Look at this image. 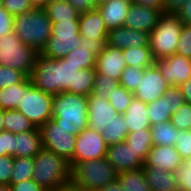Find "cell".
I'll use <instances>...</instances> for the list:
<instances>
[{"label":"cell","instance_id":"cell-12","mask_svg":"<svg viewBox=\"0 0 191 191\" xmlns=\"http://www.w3.org/2000/svg\"><path fill=\"white\" fill-rule=\"evenodd\" d=\"M186 103L185 97L178 86H170L166 93L147 104L151 125L171 120L178 108Z\"/></svg>","mask_w":191,"mask_h":191},{"label":"cell","instance_id":"cell-34","mask_svg":"<svg viewBox=\"0 0 191 191\" xmlns=\"http://www.w3.org/2000/svg\"><path fill=\"white\" fill-rule=\"evenodd\" d=\"M4 130L13 134L34 130V124L21 112L17 110H4L3 114Z\"/></svg>","mask_w":191,"mask_h":191},{"label":"cell","instance_id":"cell-19","mask_svg":"<svg viewBox=\"0 0 191 191\" xmlns=\"http://www.w3.org/2000/svg\"><path fill=\"white\" fill-rule=\"evenodd\" d=\"M125 58L122 50L106 45L103 52L96 58V72L106 75L117 81L120 80L121 74L126 68Z\"/></svg>","mask_w":191,"mask_h":191},{"label":"cell","instance_id":"cell-3","mask_svg":"<svg viewBox=\"0 0 191 191\" xmlns=\"http://www.w3.org/2000/svg\"><path fill=\"white\" fill-rule=\"evenodd\" d=\"M51 31L52 22L43 7L33 8L14 17L13 32L25 45L31 46L38 53L47 45Z\"/></svg>","mask_w":191,"mask_h":191},{"label":"cell","instance_id":"cell-26","mask_svg":"<svg viewBox=\"0 0 191 191\" xmlns=\"http://www.w3.org/2000/svg\"><path fill=\"white\" fill-rule=\"evenodd\" d=\"M147 113V104L133 97L129 107L123 114L129 133L141 129H150L151 123Z\"/></svg>","mask_w":191,"mask_h":191},{"label":"cell","instance_id":"cell-44","mask_svg":"<svg viewBox=\"0 0 191 191\" xmlns=\"http://www.w3.org/2000/svg\"><path fill=\"white\" fill-rule=\"evenodd\" d=\"M3 8L13 17L32 10L29 0H2Z\"/></svg>","mask_w":191,"mask_h":191},{"label":"cell","instance_id":"cell-42","mask_svg":"<svg viewBox=\"0 0 191 191\" xmlns=\"http://www.w3.org/2000/svg\"><path fill=\"white\" fill-rule=\"evenodd\" d=\"M183 160L191 157V130H178L174 145Z\"/></svg>","mask_w":191,"mask_h":191},{"label":"cell","instance_id":"cell-28","mask_svg":"<svg viewBox=\"0 0 191 191\" xmlns=\"http://www.w3.org/2000/svg\"><path fill=\"white\" fill-rule=\"evenodd\" d=\"M100 133L108 146L125 141L129 132L124 115L116 114Z\"/></svg>","mask_w":191,"mask_h":191},{"label":"cell","instance_id":"cell-15","mask_svg":"<svg viewBox=\"0 0 191 191\" xmlns=\"http://www.w3.org/2000/svg\"><path fill=\"white\" fill-rule=\"evenodd\" d=\"M107 38H86L80 36L79 47L66 55L65 59L79 69L95 68L96 58L107 45Z\"/></svg>","mask_w":191,"mask_h":191},{"label":"cell","instance_id":"cell-2","mask_svg":"<svg viewBox=\"0 0 191 191\" xmlns=\"http://www.w3.org/2000/svg\"><path fill=\"white\" fill-rule=\"evenodd\" d=\"M87 96L70 92L54 95L52 120L73 135L87 128Z\"/></svg>","mask_w":191,"mask_h":191},{"label":"cell","instance_id":"cell-57","mask_svg":"<svg viewBox=\"0 0 191 191\" xmlns=\"http://www.w3.org/2000/svg\"><path fill=\"white\" fill-rule=\"evenodd\" d=\"M29 2L34 8H37L43 7L48 2V0H29Z\"/></svg>","mask_w":191,"mask_h":191},{"label":"cell","instance_id":"cell-35","mask_svg":"<svg viewBox=\"0 0 191 191\" xmlns=\"http://www.w3.org/2000/svg\"><path fill=\"white\" fill-rule=\"evenodd\" d=\"M95 68L80 69L76 71L74 79V89L70 93L88 96L91 94L95 84Z\"/></svg>","mask_w":191,"mask_h":191},{"label":"cell","instance_id":"cell-48","mask_svg":"<svg viewBox=\"0 0 191 191\" xmlns=\"http://www.w3.org/2000/svg\"><path fill=\"white\" fill-rule=\"evenodd\" d=\"M14 30V17L4 8L0 9V37L12 33Z\"/></svg>","mask_w":191,"mask_h":191},{"label":"cell","instance_id":"cell-55","mask_svg":"<svg viewBox=\"0 0 191 191\" xmlns=\"http://www.w3.org/2000/svg\"><path fill=\"white\" fill-rule=\"evenodd\" d=\"M56 191H86V190L83 187H80L70 181L62 184Z\"/></svg>","mask_w":191,"mask_h":191},{"label":"cell","instance_id":"cell-49","mask_svg":"<svg viewBox=\"0 0 191 191\" xmlns=\"http://www.w3.org/2000/svg\"><path fill=\"white\" fill-rule=\"evenodd\" d=\"M75 10L81 14L92 9H96L100 0H67Z\"/></svg>","mask_w":191,"mask_h":191},{"label":"cell","instance_id":"cell-8","mask_svg":"<svg viewBox=\"0 0 191 191\" xmlns=\"http://www.w3.org/2000/svg\"><path fill=\"white\" fill-rule=\"evenodd\" d=\"M80 43L79 21L52 23L51 37L40 54L51 59L65 58Z\"/></svg>","mask_w":191,"mask_h":191},{"label":"cell","instance_id":"cell-20","mask_svg":"<svg viewBox=\"0 0 191 191\" xmlns=\"http://www.w3.org/2000/svg\"><path fill=\"white\" fill-rule=\"evenodd\" d=\"M183 161L174 146L152 145L143 166L159 167L174 173Z\"/></svg>","mask_w":191,"mask_h":191},{"label":"cell","instance_id":"cell-38","mask_svg":"<svg viewBox=\"0 0 191 191\" xmlns=\"http://www.w3.org/2000/svg\"><path fill=\"white\" fill-rule=\"evenodd\" d=\"M133 97L134 95L132 92L126 90L123 86L118 85L112 94L108 96V101L118 113L124 114Z\"/></svg>","mask_w":191,"mask_h":191},{"label":"cell","instance_id":"cell-40","mask_svg":"<svg viewBox=\"0 0 191 191\" xmlns=\"http://www.w3.org/2000/svg\"><path fill=\"white\" fill-rule=\"evenodd\" d=\"M28 76L13 68L0 65V89H5L13 84L24 82Z\"/></svg>","mask_w":191,"mask_h":191},{"label":"cell","instance_id":"cell-4","mask_svg":"<svg viewBox=\"0 0 191 191\" xmlns=\"http://www.w3.org/2000/svg\"><path fill=\"white\" fill-rule=\"evenodd\" d=\"M33 180L46 191H56L62 184L70 182L71 166L62 156L42 149L33 158Z\"/></svg>","mask_w":191,"mask_h":191},{"label":"cell","instance_id":"cell-36","mask_svg":"<svg viewBox=\"0 0 191 191\" xmlns=\"http://www.w3.org/2000/svg\"><path fill=\"white\" fill-rule=\"evenodd\" d=\"M34 161L33 158H14L10 183H19L33 178Z\"/></svg>","mask_w":191,"mask_h":191},{"label":"cell","instance_id":"cell-6","mask_svg":"<svg viewBox=\"0 0 191 191\" xmlns=\"http://www.w3.org/2000/svg\"><path fill=\"white\" fill-rule=\"evenodd\" d=\"M183 27L184 23L175 13H163L159 16L156 27L149 33V47L155 60L176 53Z\"/></svg>","mask_w":191,"mask_h":191},{"label":"cell","instance_id":"cell-14","mask_svg":"<svg viewBox=\"0 0 191 191\" xmlns=\"http://www.w3.org/2000/svg\"><path fill=\"white\" fill-rule=\"evenodd\" d=\"M169 87L170 85L163 78L161 72L153 65L145 69L133 95L148 104L162 97Z\"/></svg>","mask_w":191,"mask_h":191},{"label":"cell","instance_id":"cell-50","mask_svg":"<svg viewBox=\"0 0 191 191\" xmlns=\"http://www.w3.org/2000/svg\"><path fill=\"white\" fill-rule=\"evenodd\" d=\"M9 186L11 191H46L33 179L25 180L19 183H10Z\"/></svg>","mask_w":191,"mask_h":191},{"label":"cell","instance_id":"cell-24","mask_svg":"<svg viewBox=\"0 0 191 191\" xmlns=\"http://www.w3.org/2000/svg\"><path fill=\"white\" fill-rule=\"evenodd\" d=\"M78 21L80 36H85L92 40L94 38H107L108 30L97 9L81 13Z\"/></svg>","mask_w":191,"mask_h":191},{"label":"cell","instance_id":"cell-7","mask_svg":"<svg viewBox=\"0 0 191 191\" xmlns=\"http://www.w3.org/2000/svg\"><path fill=\"white\" fill-rule=\"evenodd\" d=\"M38 54L31 46L25 45L14 32L0 37L2 66L17 69L30 77Z\"/></svg>","mask_w":191,"mask_h":191},{"label":"cell","instance_id":"cell-30","mask_svg":"<svg viewBox=\"0 0 191 191\" xmlns=\"http://www.w3.org/2000/svg\"><path fill=\"white\" fill-rule=\"evenodd\" d=\"M153 145L174 146L178 138V129L170 120L150 126Z\"/></svg>","mask_w":191,"mask_h":191},{"label":"cell","instance_id":"cell-46","mask_svg":"<svg viewBox=\"0 0 191 191\" xmlns=\"http://www.w3.org/2000/svg\"><path fill=\"white\" fill-rule=\"evenodd\" d=\"M14 157L10 155L0 156V185H9L12 174Z\"/></svg>","mask_w":191,"mask_h":191},{"label":"cell","instance_id":"cell-58","mask_svg":"<svg viewBox=\"0 0 191 191\" xmlns=\"http://www.w3.org/2000/svg\"><path fill=\"white\" fill-rule=\"evenodd\" d=\"M3 114H4V110L0 108V132L4 130V127H3Z\"/></svg>","mask_w":191,"mask_h":191},{"label":"cell","instance_id":"cell-9","mask_svg":"<svg viewBox=\"0 0 191 191\" xmlns=\"http://www.w3.org/2000/svg\"><path fill=\"white\" fill-rule=\"evenodd\" d=\"M54 96L37 89L31 84L20 98L15 109L24 114L35 127L40 128L52 119V106Z\"/></svg>","mask_w":191,"mask_h":191},{"label":"cell","instance_id":"cell-23","mask_svg":"<svg viewBox=\"0 0 191 191\" xmlns=\"http://www.w3.org/2000/svg\"><path fill=\"white\" fill-rule=\"evenodd\" d=\"M43 149L41 132L39 128L15 134L14 158H34Z\"/></svg>","mask_w":191,"mask_h":191},{"label":"cell","instance_id":"cell-37","mask_svg":"<svg viewBox=\"0 0 191 191\" xmlns=\"http://www.w3.org/2000/svg\"><path fill=\"white\" fill-rule=\"evenodd\" d=\"M118 85L119 82L117 80L97 72L91 95H95L99 98L102 97L103 99H108V96L112 94Z\"/></svg>","mask_w":191,"mask_h":191},{"label":"cell","instance_id":"cell-45","mask_svg":"<svg viewBox=\"0 0 191 191\" xmlns=\"http://www.w3.org/2000/svg\"><path fill=\"white\" fill-rule=\"evenodd\" d=\"M179 191H191V170L184 162L174 171Z\"/></svg>","mask_w":191,"mask_h":191},{"label":"cell","instance_id":"cell-52","mask_svg":"<svg viewBox=\"0 0 191 191\" xmlns=\"http://www.w3.org/2000/svg\"><path fill=\"white\" fill-rule=\"evenodd\" d=\"M130 1L132 3L140 5V6H145V7H150V8L156 9L161 14L165 13L162 0H130Z\"/></svg>","mask_w":191,"mask_h":191},{"label":"cell","instance_id":"cell-10","mask_svg":"<svg viewBox=\"0 0 191 191\" xmlns=\"http://www.w3.org/2000/svg\"><path fill=\"white\" fill-rule=\"evenodd\" d=\"M43 149L64 157L67 161L73 159L76 135L57 125L52 119L39 128Z\"/></svg>","mask_w":191,"mask_h":191},{"label":"cell","instance_id":"cell-59","mask_svg":"<svg viewBox=\"0 0 191 191\" xmlns=\"http://www.w3.org/2000/svg\"><path fill=\"white\" fill-rule=\"evenodd\" d=\"M0 191H11L9 185H0Z\"/></svg>","mask_w":191,"mask_h":191},{"label":"cell","instance_id":"cell-29","mask_svg":"<svg viewBox=\"0 0 191 191\" xmlns=\"http://www.w3.org/2000/svg\"><path fill=\"white\" fill-rule=\"evenodd\" d=\"M32 84L30 77L24 82L13 84L5 89H0V108L3 110H15L20 98L25 95L26 89Z\"/></svg>","mask_w":191,"mask_h":191},{"label":"cell","instance_id":"cell-33","mask_svg":"<svg viewBox=\"0 0 191 191\" xmlns=\"http://www.w3.org/2000/svg\"><path fill=\"white\" fill-rule=\"evenodd\" d=\"M125 141L143 161L146 160L147 154L153 145L150 129L130 132Z\"/></svg>","mask_w":191,"mask_h":191},{"label":"cell","instance_id":"cell-11","mask_svg":"<svg viewBox=\"0 0 191 191\" xmlns=\"http://www.w3.org/2000/svg\"><path fill=\"white\" fill-rule=\"evenodd\" d=\"M108 145L104 141L101 133L84 128L77 136L73 159L69 162L70 166L74 162L83 160L101 159L106 157Z\"/></svg>","mask_w":191,"mask_h":191},{"label":"cell","instance_id":"cell-60","mask_svg":"<svg viewBox=\"0 0 191 191\" xmlns=\"http://www.w3.org/2000/svg\"><path fill=\"white\" fill-rule=\"evenodd\" d=\"M187 166H189V169L191 170V157L187 158L183 161Z\"/></svg>","mask_w":191,"mask_h":191},{"label":"cell","instance_id":"cell-18","mask_svg":"<svg viewBox=\"0 0 191 191\" xmlns=\"http://www.w3.org/2000/svg\"><path fill=\"white\" fill-rule=\"evenodd\" d=\"M106 41L107 45L121 50L128 47H143L149 45V33L121 26L109 30Z\"/></svg>","mask_w":191,"mask_h":191},{"label":"cell","instance_id":"cell-21","mask_svg":"<svg viewBox=\"0 0 191 191\" xmlns=\"http://www.w3.org/2000/svg\"><path fill=\"white\" fill-rule=\"evenodd\" d=\"M160 15L161 13L156 9L132 3L125 17L124 26L151 33Z\"/></svg>","mask_w":191,"mask_h":191},{"label":"cell","instance_id":"cell-43","mask_svg":"<svg viewBox=\"0 0 191 191\" xmlns=\"http://www.w3.org/2000/svg\"><path fill=\"white\" fill-rule=\"evenodd\" d=\"M175 54L191 59V25L184 24Z\"/></svg>","mask_w":191,"mask_h":191},{"label":"cell","instance_id":"cell-5","mask_svg":"<svg viewBox=\"0 0 191 191\" xmlns=\"http://www.w3.org/2000/svg\"><path fill=\"white\" fill-rule=\"evenodd\" d=\"M118 172L107 158L74 162L70 169V181L85 190H100L111 182L117 181Z\"/></svg>","mask_w":191,"mask_h":191},{"label":"cell","instance_id":"cell-53","mask_svg":"<svg viewBox=\"0 0 191 191\" xmlns=\"http://www.w3.org/2000/svg\"><path fill=\"white\" fill-rule=\"evenodd\" d=\"M165 13H176L187 0H162Z\"/></svg>","mask_w":191,"mask_h":191},{"label":"cell","instance_id":"cell-62","mask_svg":"<svg viewBox=\"0 0 191 191\" xmlns=\"http://www.w3.org/2000/svg\"><path fill=\"white\" fill-rule=\"evenodd\" d=\"M86 191H100V190H96V189H88Z\"/></svg>","mask_w":191,"mask_h":191},{"label":"cell","instance_id":"cell-54","mask_svg":"<svg viewBox=\"0 0 191 191\" xmlns=\"http://www.w3.org/2000/svg\"><path fill=\"white\" fill-rule=\"evenodd\" d=\"M185 97L186 103L191 104V78L178 86Z\"/></svg>","mask_w":191,"mask_h":191},{"label":"cell","instance_id":"cell-13","mask_svg":"<svg viewBox=\"0 0 191 191\" xmlns=\"http://www.w3.org/2000/svg\"><path fill=\"white\" fill-rule=\"evenodd\" d=\"M154 65L161 72L170 86H179L191 78V59L178 54L154 60Z\"/></svg>","mask_w":191,"mask_h":191},{"label":"cell","instance_id":"cell-61","mask_svg":"<svg viewBox=\"0 0 191 191\" xmlns=\"http://www.w3.org/2000/svg\"><path fill=\"white\" fill-rule=\"evenodd\" d=\"M3 8V1L0 0V9Z\"/></svg>","mask_w":191,"mask_h":191},{"label":"cell","instance_id":"cell-32","mask_svg":"<svg viewBox=\"0 0 191 191\" xmlns=\"http://www.w3.org/2000/svg\"><path fill=\"white\" fill-rule=\"evenodd\" d=\"M117 180L125 191H151L143 168L119 173Z\"/></svg>","mask_w":191,"mask_h":191},{"label":"cell","instance_id":"cell-51","mask_svg":"<svg viewBox=\"0 0 191 191\" xmlns=\"http://www.w3.org/2000/svg\"><path fill=\"white\" fill-rule=\"evenodd\" d=\"M175 14L185 25H191V0H187Z\"/></svg>","mask_w":191,"mask_h":191},{"label":"cell","instance_id":"cell-25","mask_svg":"<svg viewBox=\"0 0 191 191\" xmlns=\"http://www.w3.org/2000/svg\"><path fill=\"white\" fill-rule=\"evenodd\" d=\"M151 191H178L175 174L159 167L143 166Z\"/></svg>","mask_w":191,"mask_h":191},{"label":"cell","instance_id":"cell-56","mask_svg":"<svg viewBox=\"0 0 191 191\" xmlns=\"http://www.w3.org/2000/svg\"><path fill=\"white\" fill-rule=\"evenodd\" d=\"M100 191H125L124 188L120 185L119 181H114L101 188Z\"/></svg>","mask_w":191,"mask_h":191},{"label":"cell","instance_id":"cell-47","mask_svg":"<svg viewBox=\"0 0 191 191\" xmlns=\"http://www.w3.org/2000/svg\"><path fill=\"white\" fill-rule=\"evenodd\" d=\"M15 134L3 130L0 132V156L10 155L14 157Z\"/></svg>","mask_w":191,"mask_h":191},{"label":"cell","instance_id":"cell-22","mask_svg":"<svg viewBox=\"0 0 191 191\" xmlns=\"http://www.w3.org/2000/svg\"><path fill=\"white\" fill-rule=\"evenodd\" d=\"M132 2L130 0H108L100 2L96 9L101 14L106 29L124 26V21Z\"/></svg>","mask_w":191,"mask_h":191},{"label":"cell","instance_id":"cell-39","mask_svg":"<svg viewBox=\"0 0 191 191\" xmlns=\"http://www.w3.org/2000/svg\"><path fill=\"white\" fill-rule=\"evenodd\" d=\"M145 69L132 66H126L121 74L119 85L123 86L126 90L134 93L138 88V82L142 79V74Z\"/></svg>","mask_w":191,"mask_h":191},{"label":"cell","instance_id":"cell-17","mask_svg":"<svg viewBox=\"0 0 191 191\" xmlns=\"http://www.w3.org/2000/svg\"><path fill=\"white\" fill-rule=\"evenodd\" d=\"M87 107V127L98 132L118 114L108 99L99 98L91 94L87 96Z\"/></svg>","mask_w":191,"mask_h":191},{"label":"cell","instance_id":"cell-1","mask_svg":"<svg viewBox=\"0 0 191 191\" xmlns=\"http://www.w3.org/2000/svg\"><path fill=\"white\" fill-rule=\"evenodd\" d=\"M79 70L65 58L51 59L39 53L30 79L37 89L54 96L74 89L75 74Z\"/></svg>","mask_w":191,"mask_h":191},{"label":"cell","instance_id":"cell-31","mask_svg":"<svg viewBox=\"0 0 191 191\" xmlns=\"http://www.w3.org/2000/svg\"><path fill=\"white\" fill-rule=\"evenodd\" d=\"M127 66L146 69L154 65L151 49L148 46L131 48L122 50Z\"/></svg>","mask_w":191,"mask_h":191},{"label":"cell","instance_id":"cell-41","mask_svg":"<svg viewBox=\"0 0 191 191\" xmlns=\"http://www.w3.org/2000/svg\"><path fill=\"white\" fill-rule=\"evenodd\" d=\"M170 121L178 130H191V104L184 103L171 115Z\"/></svg>","mask_w":191,"mask_h":191},{"label":"cell","instance_id":"cell-16","mask_svg":"<svg viewBox=\"0 0 191 191\" xmlns=\"http://www.w3.org/2000/svg\"><path fill=\"white\" fill-rule=\"evenodd\" d=\"M106 158L118 173L140 169L144 165V161L126 141L109 145Z\"/></svg>","mask_w":191,"mask_h":191},{"label":"cell","instance_id":"cell-27","mask_svg":"<svg viewBox=\"0 0 191 191\" xmlns=\"http://www.w3.org/2000/svg\"><path fill=\"white\" fill-rule=\"evenodd\" d=\"M43 9L52 23L78 21L80 15L67 0L48 1Z\"/></svg>","mask_w":191,"mask_h":191}]
</instances>
